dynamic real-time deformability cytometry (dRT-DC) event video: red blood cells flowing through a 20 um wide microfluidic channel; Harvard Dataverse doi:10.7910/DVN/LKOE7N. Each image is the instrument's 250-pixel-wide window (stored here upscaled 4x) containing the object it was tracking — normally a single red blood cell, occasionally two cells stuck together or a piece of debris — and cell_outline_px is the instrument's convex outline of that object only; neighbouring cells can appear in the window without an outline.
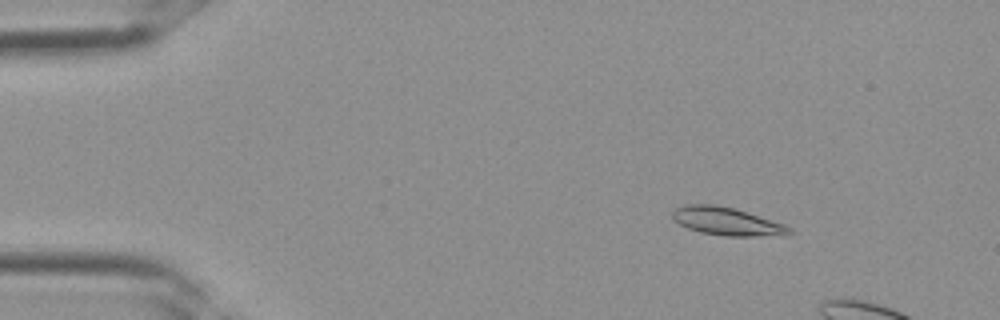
{"species": "Egyptian fruit bat (a non-hibernating species)", "species_latin": "Rousettus aegyptiacus", "temperature_condition": "room temperature", "stored_images_in_passage": 4, "camera_frame_rate_fps": 3000, "um_per_image_px": 0.085, "frame": {"image": 1, "passage_image": 2, "time_ms": 0.333, "image_size_px": [1000, 320], "cell_outline_px": [[796, 232], [784, 236], [724, 236], [700, 232], [688, 228], [672, 220], [672, 212], [676, 208], [684, 204], [716, 204], [732, 208], [784, 224], [792, 228]], "centroid_in_image_um": [61.8, 18.83], "position_along_channel_um": 23.2, "area_um2": 19.19}}